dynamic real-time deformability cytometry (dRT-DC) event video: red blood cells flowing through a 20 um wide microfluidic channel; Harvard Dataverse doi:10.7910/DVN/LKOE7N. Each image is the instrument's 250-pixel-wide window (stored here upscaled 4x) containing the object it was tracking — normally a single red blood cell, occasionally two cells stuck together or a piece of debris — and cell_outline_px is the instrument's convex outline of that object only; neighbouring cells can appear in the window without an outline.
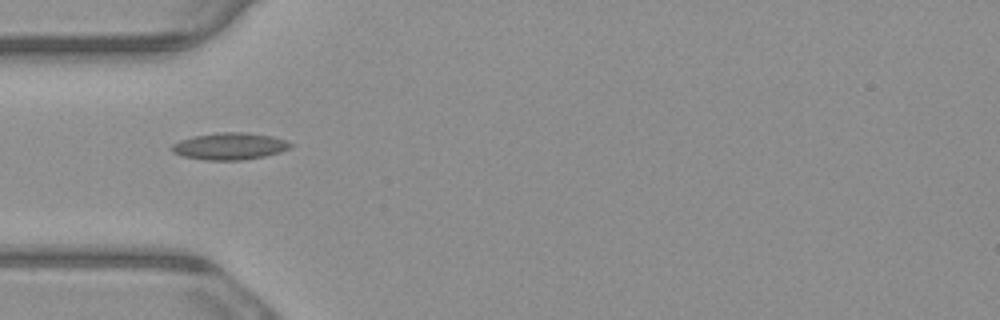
{"species": "common noctule bat (a hibernating species)", "species_latin": "Nyctalus noctula", "temperature_condition": "warm", "stored_images_in_passage": 5, "camera_frame_rate_fps": 3000, "um_per_image_px": 0.085, "animal": {"sex": "male", "body_mass_g": 23.1, "forearm_length_mm": 52.7}, "frame": {"image": 1, "passage_image": 1, "time_ms": 0.0, "image_size_px": [1000, 320], "cell_outline_px": [[296, 144], [280, 152], [264, 156], [244, 160], [204, 160], [180, 156], [172, 152], [172, 144], [180, 140], [192, 136], [220, 132], [248, 132], [272, 136], [288, 140]], "centroid_in_image_um": [19.54, 12.42], "position_along_channel_um": 65.5, "area_um2": 18.9}}
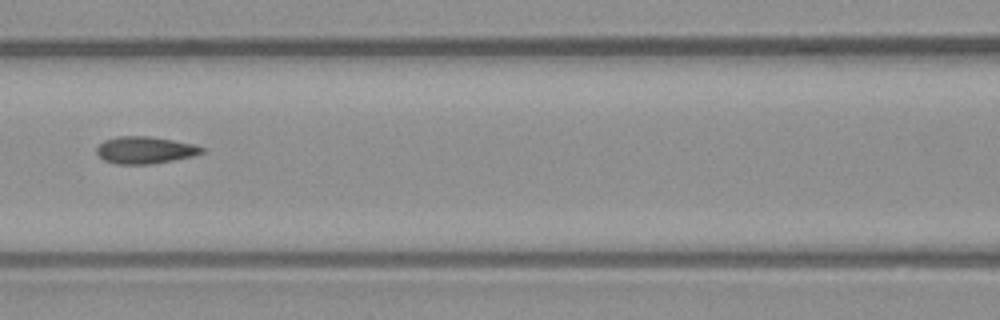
{"frame": {"image": 2, "passage_image": 3, "time_ms": 0.667, "image_size_px": [1000, 320], "cell_outline_px": [[204, 152], [192, 156], [152, 164], [116, 164], [104, 160], [96, 152], [96, 148], [104, 140], [116, 136], [148, 136], [196, 144], [204, 148]], "centroid_in_image_um": [12.32, 12.75], "position_along_channel_um": 154.3, "area_um2": 16.59}}
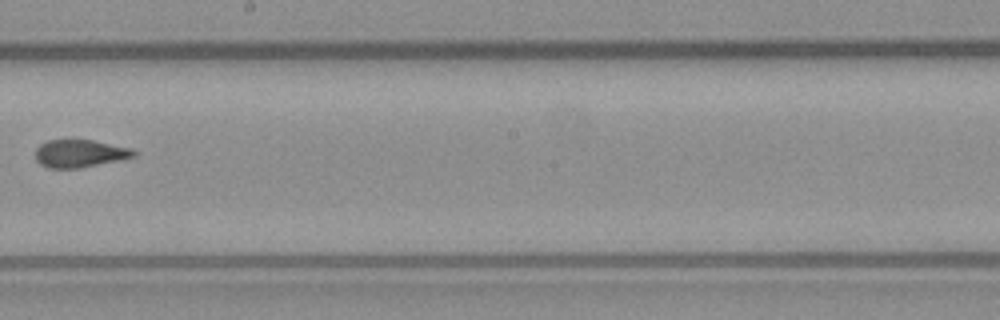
{"frame": {"image": 3, "passage_image": 5, "time_ms": 1.333, "image_size_px": [1000, 320], "cell_outline_px": [[136, 156], [120, 160], [80, 168], [48, 168], [40, 164], [36, 160], [36, 148], [40, 144], [48, 140], [92, 140], [132, 148], [136, 152]], "centroid_in_image_um": [6.79, 13.05], "position_along_channel_um": 241.4, "area_um2": 15.9}}